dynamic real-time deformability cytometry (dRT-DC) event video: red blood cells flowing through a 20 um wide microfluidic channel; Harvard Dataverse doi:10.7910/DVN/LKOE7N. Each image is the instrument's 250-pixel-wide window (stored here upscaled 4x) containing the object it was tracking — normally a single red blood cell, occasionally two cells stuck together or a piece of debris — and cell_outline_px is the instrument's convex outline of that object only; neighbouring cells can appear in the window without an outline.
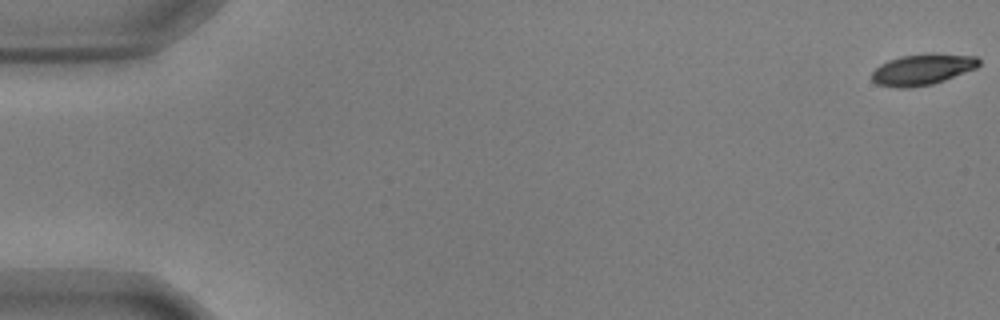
{"species": "common noctule bat (a hibernating species)", "species_latin": "Nyctalus noctula", "temperature_condition": "warm", "stored_images_in_passage": 57, "camera_frame_rate_fps": 3000, "um_per_image_px": 0.085, "animal": {"sex": "male", "body_mass_g": 17.9, "forearm_length_mm": 54.2}, "frame": {"image": 1, "passage_image": 1, "time_ms": 0.0, "image_size_px": [1000, 320], "cell_outline_px": [[980, 64], [976, 68], [944, 80], [932, 84], [908, 88], [900, 88], [876, 84], [872, 80], [872, 72], [880, 64], [888, 60], [900, 56], [976, 56], [980, 60]], "centroid_in_image_um": [78.34, 5.96], "position_along_channel_um": 6.7, "area_um2": 18.44}}
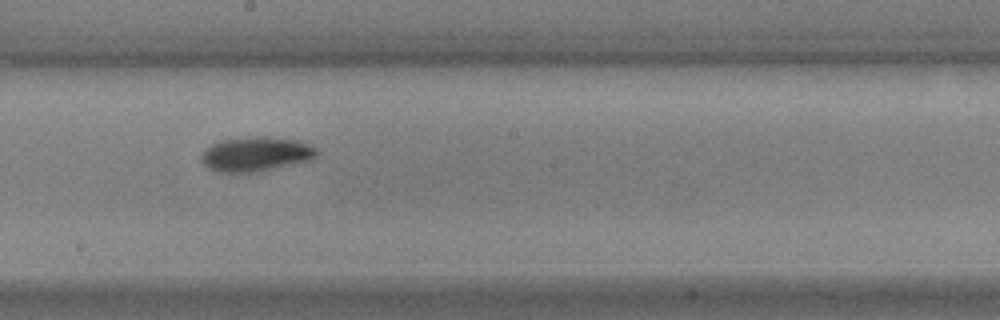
{"frame": {"image": 2, "passage_image": 32, "time_ms": 10.333, "image_size_px": [1000, 320], "cell_outline_px": [[320, 152], [316, 156], [308, 160], [256, 172], [216, 172], [208, 168], [200, 160], [200, 156], [212, 144], [220, 140], [248, 136], [268, 136], [300, 140], [316, 148]], "centroid_in_image_um": [21.74, 13.08], "position_along_channel_um": 226.5, "area_um2": 23.29}}
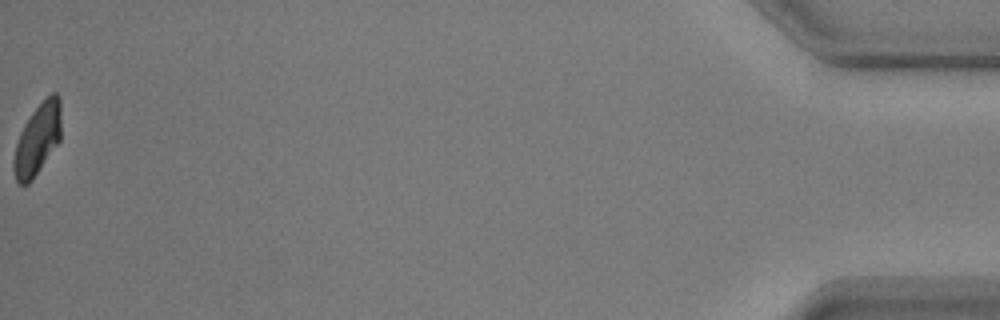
{"frame": {"image": 3, "passage_image": 57, "time_ms": 18.667, "image_size_px": [1000, 320], "cell_outline_px": [[60, 140], [32, 180], [28, 184], [20, 184], [16, 180], [12, 168], [12, 160], [16, 144], [20, 132], [24, 124], [32, 112], [52, 92], [56, 92], [60, 96]], "centroid_in_image_um": [3.17, 11.85], "position_along_channel_um": 432.0, "area_um2": 19.54}, "authors_computed_cell_mechanics": {"area_um2": 21.097, "velocity_mm_per_s": 3.6183, "shape_relaxation_time_tau1_ms": 3.0081, "shape_relaxation_time_tau2_ms": 6.2038, "deformation_change_tau1": 0.1397, "deformation_change_tau2": 0.0897}}